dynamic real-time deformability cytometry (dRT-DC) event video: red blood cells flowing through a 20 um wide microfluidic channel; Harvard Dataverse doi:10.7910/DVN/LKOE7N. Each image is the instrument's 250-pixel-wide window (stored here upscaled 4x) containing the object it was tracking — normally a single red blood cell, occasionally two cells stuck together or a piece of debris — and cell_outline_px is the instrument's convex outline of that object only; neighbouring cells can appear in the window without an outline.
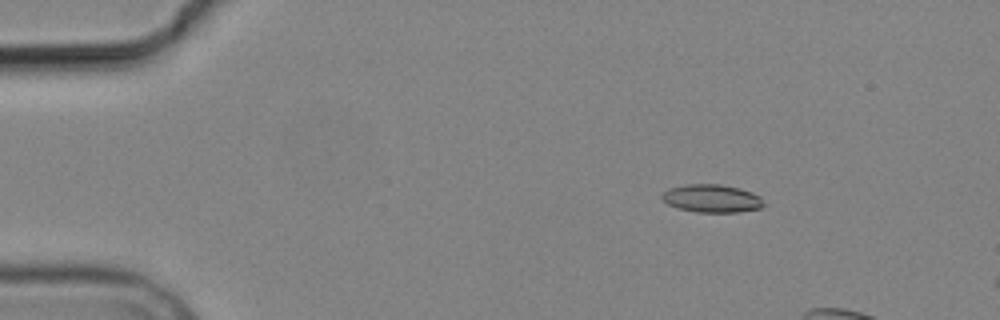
{"species": "common noctule bat (a hibernating species)", "species_latin": "Nyctalus noctula", "temperature_condition": "cold", "stored_images_in_passage": 4, "camera_frame_rate_fps": 3000, "um_per_image_px": 0.085, "animal": {"sex": "male", "body_mass_g": 19.2, "forearm_length_mm": 51.8}, "frame": {"image": 1, "passage_image": 2, "time_ms": 1.333, "image_size_px": [1000, 320], "cell_outline_px": [[764, 204], [760, 208], [740, 212], [696, 212], [676, 208], [668, 204], [660, 196], [660, 192], [668, 188], [684, 184], [720, 184], [740, 188], [752, 192], [760, 196]], "centroid_in_image_um": [60.46, 16.86], "position_along_channel_um": 24.5, "area_um2": 16.82}}